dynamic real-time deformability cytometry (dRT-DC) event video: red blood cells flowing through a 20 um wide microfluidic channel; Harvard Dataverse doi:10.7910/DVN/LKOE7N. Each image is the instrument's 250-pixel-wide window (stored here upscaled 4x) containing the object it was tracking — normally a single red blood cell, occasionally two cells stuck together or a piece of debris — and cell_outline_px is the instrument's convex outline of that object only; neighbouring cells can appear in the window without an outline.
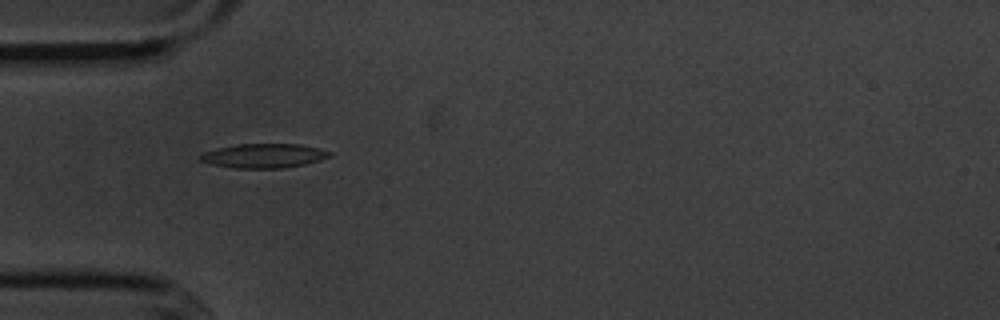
{"species": "common noctule bat (a hibernating species)", "species_latin": "Nyctalus noctula", "temperature_condition": "cold", "stored_images_in_passage": 5, "camera_frame_rate_fps": 3000, "um_per_image_px": 0.085, "animal": {"sex": "male", "body_mass_g": 20.1, "forearm_length_mm": 53.5}, "frame": {"image": 1, "passage_image": 4, "time_ms": 3.333, "image_size_px": [1000, 320], "cell_outline_px": [[332, 156], [320, 160], [304, 164], [280, 168], [236, 168], [212, 164], [196, 160], [204, 152], [236, 144], [300, 144], [332, 152]], "centroid_in_image_um": [22.42, 13.24], "position_along_channel_um": 62.6, "area_um2": 18.09}}
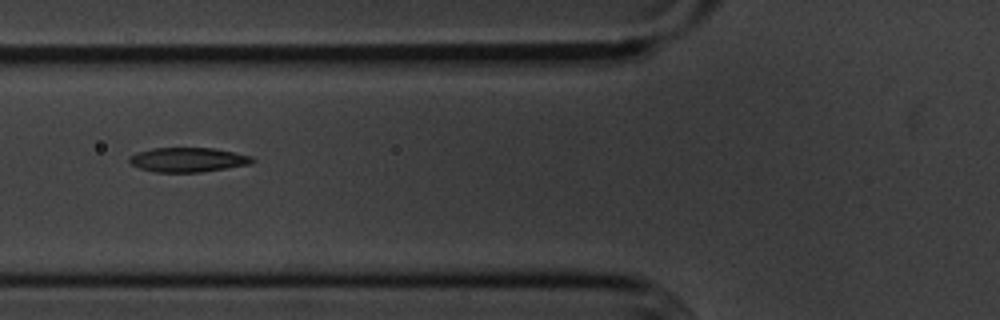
{"frame": {"image": 2, "passage_image": 5, "time_ms": 4.667, "image_size_px": [1000, 320], "cell_outline_px": [[256, 160], [252, 164], [200, 172], [156, 172], [140, 168], [132, 164], [128, 160], [128, 156], [136, 152], [152, 148], [212, 148], [252, 156]], "centroid_in_image_um": [15.97, 13.57], "position_along_channel_um": 109.8, "area_um2": 17.51}}